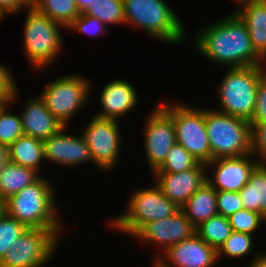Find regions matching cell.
Masks as SVG:
<instances>
[{
    "instance_id": "6da1fadb",
    "label": "cell",
    "mask_w": 266,
    "mask_h": 267,
    "mask_svg": "<svg viewBox=\"0 0 266 267\" xmlns=\"http://www.w3.org/2000/svg\"><path fill=\"white\" fill-rule=\"evenodd\" d=\"M191 39L193 49L219 67L266 66L252 47L246 25L235 13L203 24Z\"/></svg>"
},
{
    "instance_id": "7a4b0ae2",
    "label": "cell",
    "mask_w": 266,
    "mask_h": 267,
    "mask_svg": "<svg viewBox=\"0 0 266 267\" xmlns=\"http://www.w3.org/2000/svg\"><path fill=\"white\" fill-rule=\"evenodd\" d=\"M41 176L3 202L4 212L28 229H66L56 199L57 186ZM55 186V187H54ZM60 210V211H59ZM64 222V223H63Z\"/></svg>"
},
{
    "instance_id": "3957f363",
    "label": "cell",
    "mask_w": 266,
    "mask_h": 267,
    "mask_svg": "<svg viewBox=\"0 0 266 267\" xmlns=\"http://www.w3.org/2000/svg\"><path fill=\"white\" fill-rule=\"evenodd\" d=\"M125 26L137 27L148 37L168 45L184 44L185 24L167 0H123Z\"/></svg>"
},
{
    "instance_id": "277c9868",
    "label": "cell",
    "mask_w": 266,
    "mask_h": 267,
    "mask_svg": "<svg viewBox=\"0 0 266 267\" xmlns=\"http://www.w3.org/2000/svg\"><path fill=\"white\" fill-rule=\"evenodd\" d=\"M23 24L22 50L32 70L43 72L64 53L62 25L28 5ZM24 48V49H23Z\"/></svg>"
},
{
    "instance_id": "5b68a950",
    "label": "cell",
    "mask_w": 266,
    "mask_h": 267,
    "mask_svg": "<svg viewBox=\"0 0 266 267\" xmlns=\"http://www.w3.org/2000/svg\"><path fill=\"white\" fill-rule=\"evenodd\" d=\"M265 73L266 66L226 68L216 87L219 108L214 109L250 121L254 115L258 83Z\"/></svg>"
},
{
    "instance_id": "8992f818",
    "label": "cell",
    "mask_w": 266,
    "mask_h": 267,
    "mask_svg": "<svg viewBox=\"0 0 266 267\" xmlns=\"http://www.w3.org/2000/svg\"><path fill=\"white\" fill-rule=\"evenodd\" d=\"M152 184L132 190L124 214L107 220L110 228L132 237L145 223L168 218L179 210L154 181Z\"/></svg>"
},
{
    "instance_id": "52a82bcc",
    "label": "cell",
    "mask_w": 266,
    "mask_h": 267,
    "mask_svg": "<svg viewBox=\"0 0 266 267\" xmlns=\"http://www.w3.org/2000/svg\"><path fill=\"white\" fill-rule=\"evenodd\" d=\"M205 125L211 160L252 154L249 121L208 107L205 108Z\"/></svg>"
},
{
    "instance_id": "ba28073f",
    "label": "cell",
    "mask_w": 266,
    "mask_h": 267,
    "mask_svg": "<svg viewBox=\"0 0 266 267\" xmlns=\"http://www.w3.org/2000/svg\"><path fill=\"white\" fill-rule=\"evenodd\" d=\"M162 100L157 103L172 117L176 143L183 146L199 162H210L211 149L205 125V107L188 105L178 100Z\"/></svg>"
},
{
    "instance_id": "9c48e42d",
    "label": "cell",
    "mask_w": 266,
    "mask_h": 267,
    "mask_svg": "<svg viewBox=\"0 0 266 267\" xmlns=\"http://www.w3.org/2000/svg\"><path fill=\"white\" fill-rule=\"evenodd\" d=\"M94 84L90 78L70 73L52 79L41 91L39 97L49 112L65 126H69L80 109L87 108Z\"/></svg>"
},
{
    "instance_id": "30bf717a",
    "label": "cell",
    "mask_w": 266,
    "mask_h": 267,
    "mask_svg": "<svg viewBox=\"0 0 266 267\" xmlns=\"http://www.w3.org/2000/svg\"><path fill=\"white\" fill-rule=\"evenodd\" d=\"M67 229H27L6 252L0 267H44L57 253Z\"/></svg>"
},
{
    "instance_id": "8fae6325",
    "label": "cell",
    "mask_w": 266,
    "mask_h": 267,
    "mask_svg": "<svg viewBox=\"0 0 266 267\" xmlns=\"http://www.w3.org/2000/svg\"><path fill=\"white\" fill-rule=\"evenodd\" d=\"M87 121L81 134L90 149L94 165L104 174L110 173L119 164L118 157L123 146L119 121L98 118L94 114Z\"/></svg>"
},
{
    "instance_id": "7c38bea8",
    "label": "cell",
    "mask_w": 266,
    "mask_h": 267,
    "mask_svg": "<svg viewBox=\"0 0 266 267\" xmlns=\"http://www.w3.org/2000/svg\"><path fill=\"white\" fill-rule=\"evenodd\" d=\"M143 148L150 173H153L165 160L167 153L176 143L172 117L157 103L143 123Z\"/></svg>"
},
{
    "instance_id": "4fadbf2b",
    "label": "cell",
    "mask_w": 266,
    "mask_h": 267,
    "mask_svg": "<svg viewBox=\"0 0 266 267\" xmlns=\"http://www.w3.org/2000/svg\"><path fill=\"white\" fill-rule=\"evenodd\" d=\"M196 233V227L179 209L172 216L145 223L132 238L154 245L159 251L154 254L155 261L169 247L191 238ZM158 246V247H157Z\"/></svg>"
},
{
    "instance_id": "5bb4252c",
    "label": "cell",
    "mask_w": 266,
    "mask_h": 267,
    "mask_svg": "<svg viewBox=\"0 0 266 267\" xmlns=\"http://www.w3.org/2000/svg\"><path fill=\"white\" fill-rule=\"evenodd\" d=\"M259 163L254 154L214 159L205 164L206 179L216 191L239 192Z\"/></svg>"
},
{
    "instance_id": "9a60e30c",
    "label": "cell",
    "mask_w": 266,
    "mask_h": 267,
    "mask_svg": "<svg viewBox=\"0 0 266 267\" xmlns=\"http://www.w3.org/2000/svg\"><path fill=\"white\" fill-rule=\"evenodd\" d=\"M68 128L69 126H64L58 133L43 141L45 162L73 169L83 164H93L90 149L81 132L75 135L72 134L74 129Z\"/></svg>"
},
{
    "instance_id": "2e32d148",
    "label": "cell",
    "mask_w": 266,
    "mask_h": 267,
    "mask_svg": "<svg viewBox=\"0 0 266 267\" xmlns=\"http://www.w3.org/2000/svg\"><path fill=\"white\" fill-rule=\"evenodd\" d=\"M160 267H218L217 251L196 233L169 247L155 261Z\"/></svg>"
},
{
    "instance_id": "e0dca14e",
    "label": "cell",
    "mask_w": 266,
    "mask_h": 267,
    "mask_svg": "<svg viewBox=\"0 0 266 267\" xmlns=\"http://www.w3.org/2000/svg\"><path fill=\"white\" fill-rule=\"evenodd\" d=\"M102 86L98 95L101 109L95 114L96 117L119 121L138 107V90L128 79H111Z\"/></svg>"
},
{
    "instance_id": "ac0fdd59",
    "label": "cell",
    "mask_w": 266,
    "mask_h": 267,
    "mask_svg": "<svg viewBox=\"0 0 266 267\" xmlns=\"http://www.w3.org/2000/svg\"><path fill=\"white\" fill-rule=\"evenodd\" d=\"M206 174V165L201 162L182 172L152 173L154 183L179 209L207 182Z\"/></svg>"
},
{
    "instance_id": "d6986e66",
    "label": "cell",
    "mask_w": 266,
    "mask_h": 267,
    "mask_svg": "<svg viewBox=\"0 0 266 267\" xmlns=\"http://www.w3.org/2000/svg\"><path fill=\"white\" fill-rule=\"evenodd\" d=\"M25 99L19 113L25 135L44 141L65 126L49 112L39 94Z\"/></svg>"
},
{
    "instance_id": "ffe728a7",
    "label": "cell",
    "mask_w": 266,
    "mask_h": 267,
    "mask_svg": "<svg viewBox=\"0 0 266 267\" xmlns=\"http://www.w3.org/2000/svg\"><path fill=\"white\" fill-rule=\"evenodd\" d=\"M234 13L246 25L253 49L266 63V0L246 4Z\"/></svg>"
},
{
    "instance_id": "44dd1931",
    "label": "cell",
    "mask_w": 266,
    "mask_h": 267,
    "mask_svg": "<svg viewBox=\"0 0 266 267\" xmlns=\"http://www.w3.org/2000/svg\"><path fill=\"white\" fill-rule=\"evenodd\" d=\"M8 153L10 162L31 168L43 176L46 163L42 140L24 134L8 147Z\"/></svg>"
},
{
    "instance_id": "7402d4cb",
    "label": "cell",
    "mask_w": 266,
    "mask_h": 267,
    "mask_svg": "<svg viewBox=\"0 0 266 267\" xmlns=\"http://www.w3.org/2000/svg\"><path fill=\"white\" fill-rule=\"evenodd\" d=\"M217 191L206 182L180 208L191 223L198 227L202 222L218 214Z\"/></svg>"
},
{
    "instance_id": "603a6c76",
    "label": "cell",
    "mask_w": 266,
    "mask_h": 267,
    "mask_svg": "<svg viewBox=\"0 0 266 267\" xmlns=\"http://www.w3.org/2000/svg\"><path fill=\"white\" fill-rule=\"evenodd\" d=\"M41 175L31 168L6 162L0 168V199L4 202L10 196L37 181Z\"/></svg>"
},
{
    "instance_id": "cb8c5ba5",
    "label": "cell",
    "mask_w": 266,
    "mask_h": 267,
    "mask_svg": "<svg viewBox=\"0 0 266 267\" xmlns=\"http://www.w3.org/2000/svg\"><path fill=\"white\" fill-rule=\"evenodd\" d=\"M245 209L266 219V163H259L251 172L249 182L239 191Z\"/></svg>"
},
{
    "instance_id": "d4e9b609",
    "label": "cell",
    "mask_w": 266,
    "mask_h": 267,
    "mask_svg": "<svg viewBox=\"0 0 266 267\" xmlns=\"http://www.w3.org/2000/svg\"><path fill=\"white\" fill-rule=\"evenodd\" d=\"M31 6L66 29L79 16L75 0H33Z\"/></svg>"
},
{
    "instance_id": "484cf974",
    "label": "cell",
    "mask_w": 266,
    "mask_h": 267,
    "mask_svg": "<svg viewBox=\"0 0 266 267\" xmlns=\"http://www.w3.org/2000/svg\"><path fill=\"white\" fill-rule=\"evenodd\" d=\"M255 236L248 233L232 232V234L225 240L221 247L217 250V260L218 263L225 259L242 260L243 258L247 260L248 255L252 256L253 259L260 254L259 252H252L255 249L254 241H256ZM255 254V255H251ZM222 259V260H221Z\"/></svg>"
},
{
    "instance_id": "4316f807",
    "label": "cell",
    "mask_w": 266,
    "mask_h": 267,
    "mask_svg": "<svg viewBox=\"0 0 266 267\" xmlns=\"http://www.w3.org/2000/svg\"><path fill=\"white\" fill-rule=\"evenodd\" d=\"M18 87L15 89L11 102L0 104V144L9 147L16 139L24 135L20 114L12 113L10 108L20 98ZM11 106V107H10Z\"/></svg>"
},
{
    "instance_id": "83f0119b",
    "label": "cell",
    "mask_w": 266,
    "mask_h": 267,
    "mask_svg": "<svg viewBox=\"0 0 266 267\" xmlns=\"http://www.w3.org/2000/svg\"><path fill=\"white\" fill-rule=\"evenodd\" d=\"M232 232L233 230L228 218L219 214L209 218L196 227V234L216 251Z\"/></svg>"
},
{
    "instance_id": "f1b7e54d",
    "label": "cell",
    "mask_w": 266,
    "mask_h": 267,
    "mask_svg": "<svg viewBox=\"0 0 266 267\" xmlns=\"http://www.w3.org/2000/svg\"><path fill=\"white\" fill-rule=\"evenodd\" d=\"M96 17L108 26H125L123 0H92L91 7L84 13Z\"/></svg>"
},
{
    "instance_id": "f546056e",
    "label": "cell",
    "mask_w": 266,
    "mask_h": 267,
    "mask_svg": "<svg viewBox=\"0 0 266 267\" xmlns=\"http://www.w3.org/2000/svg\"><path fill=\"white\" fill-rule=\"evenodd\" d=\"M200 162L183 146L175 143L164 162L153 173H177L196 167Z\"/></svg>"
},
{
    "instance_id": "4dcf8cb0",
    "label": "cell",
    "mask_w": 266,
    "mask_h": 267,
    "mask_svg": "<svg viewBox=\"0 0 266 267\" xmlns=\"http://www.w3.org/2000/svg\"><path fill=\"white\" fill-rule=\"evenodd\" d=\"M228 221L234 232L256 235L260 227L266 225V219L259 213L245 208L228 217Z\"/></svg>"
},
{
    "instance_id": "1f68e13d",
    "label": "cell",
    "mask_w": 266,
    "mask_h": 267,
    "mask_svg": "<svg viewBox=\"0 0 266 267\" xmlns=\"http://www.w3.org/2000/svg\"><path fill=\"white\" fill-rule=\"evenodd\" d=\"M28 228L5 212L0 214V261L13 243L24 234Z\"/></svg>"
},
{
    "instance_id": "d6a6232c",
    "label": "cell",
    "mask_w": 266,
    "mask_h": 267,
    "mask_svg": "<svg viewBox=\"0 0 266 267\" xmlns=\"http://www.w3.org/2000/svg\"><path fill=\"white\" fill-rule=\"evenodd\" d=\"M109 29L104 23L99 21L96 17L86 14H79V16L66 29L73 31V33H82L87 36L102 37L109 32Z\"/></svg>"
},
{
    "instance_id": "836d02e7",
    "label": "cell",
    "mask_w": 266,
    "mask_h": 267,
    "mask_svg": "<svg viewBox=\"0 0 266 267\" xmlns=\"http://www.w3.org/2000/svg\"><path fill=\"white\" fill-rule=\"evenodd\" d=\"M218 214L229 217L244 208L239 192L217 191Z\"/></svg>"
},
{
    "instance_id": "e575fe53",
    "label": "cell",
    "mask_w": 266,
    "mask_h": 267,
    "mask_svg": "<svg viewBox=\"0 0 266 267\" xmlns=\"http://www.w3.org/2000/svg\"><path fill=\"white\" fill-rule=\"evenodd\" d=\"M13 71L6 64L0 62V104L11 102L18 83Z\"/></svg>"
},
{
    "instance_id": "d590c367",
    "label": "cell",
    "mask_w": 266,
    "mask_h": 267,
    "mask_svg": "<svg viewBox=\"0 0 266 267\" xmlns=\"http://www.w3.org/2000/svg\"><path fill=\"white\" fill-rule=\"evenodd\" d=\"M252 138V154L260 163H266V123L250 124Z\"/></svg>"
},
{
    "instance_id": "8d00e7d4",
    "label": "cell",
    "mask_w": 266,
    "mask_h": 267,
    "mask_svg": "<svg viewBox=\"0 0 266 267\" xmlns=\"http://www.w3.org/2000/svg\"><path fill=\"white\" fill-rule=\"evenodd\" d=\"M249 122L250 124L266 123V73L258 83L254 115Z\"/></svg>"
},
{
    "instance_id": "74e56055",
    "label": "cell",
    "mask_w": 266,
    "mask_h": 267,
    "mask_svg": "<svg viewBox=\"0 0 266 267\" xmlns=\"http://www.w3.org/2000/svg\"><path fill=\"white\" fill-rule=\"evenodd\" d=\"M29 4L25 0H0V8L7 15H15L23 12Z\"/></svg>"
},
{
    "instance_id": "f35d334b",
    "label": "cell",
    "mask_w": 266,
    "mask_h": 267,
    "mask_svg": "<svg viewBox=\"0 0 266 267\" xmlns=\"http://www.w3.org/2000/svg\"><path fill=\"white\" fill-rule=\"evenodd\" d=\"M249 260V263L245 267H266V251H261V253L257 257Z\"/></svg>"
},
{
    "instance_id": "ab89813d",
    "label": "cell",
    "mask_w": 266,
    "mask_h": 267,
    "mask_svg": "<svg viewBox=\"0 0 266 267\" xmlns=\"http://www.w3.org/2000/svg\"><path fill=\"white\" fill-rule=\"evenodd\" d=\"M78 11L80 14H84L90 7L92 0H75Z\"/></svg>"
},
{
    "instance_id": "60d3db41",
    "label": "cell",
    "mask_w": 266,
    "mask_h": 267,
    "mask_svg": "<svg viewBox=\"0 0 266 267\" xmlns=\"http://www.w3.org/2000/svg\"><path fill=\"white\" fill-rule=\"evenodd\" d=\"M9 161L8 147L0 144V168Z\"/></svg>"
},
{
    "instance_id": "b9f144b4",
    "label": "cell",
    "mask_w": 266,
    "mask_h": 267,
    "mask_svg": "<svg viewBox=\"0 0 266 267\" xmlns=\"http://www.w3.org/2000/svg\"><path fill=\"white\" fill-rule=\"evenodd\" d=\"M233 2L236 3V8L232 11V13H234L236 10H238L240 7L249 4V3H255V2H259L261 0H232Z\"/></svg>"
},
{
    "instance_id": "7bdbcfd3",
    "label": "cell",
    "mask_w": 266,
    "mask_h": 267,
    "mask_svg": "<svg viewBox=\"0 0 266 267\" xmlns=\"http://www.w3.org/2000/svg\"><path fill=\"white\" fill-rule=\"evenodd\" d=\"M8 18L9 15H7L1 8H0V23L4 21L5 18Z\"/></svg>"
},
{
    "instance_id": "ee69618b",
    "label": "cell",
    "mask_w": 266,
    "mask_h": 267,
    "mask_svg": "<svg viewBox=\"0 0 266 267\" xmlns=\"http://www.w3.org/2000/svg\"><path fill=\"white\" fill-rule=\"evenodd\" d=\"M3 212H4L3 202L0 199V214H2Z\"/></svg>"
},
{
    "instance_id": "f6af8a7d",
    "label": "cell",
    "mask_w": 266,
    "mask_h": 267,
    "mask_svg": "<svg viewBox=\"0 0 266 267\" xmlns=\"http://www.w3.org/2000/svg\"><path fill=\"white\" fill-rule=\"evenodd\" d=\"M152 262V265L151 267H160L157 263H155L154 261H151Z\"/></svg>"
},
{
    "instance_id": "bcb514c9",
    "label": "cell",
    "mask_w": 266,
    "mask_h": 267,
    "mask_svg": "<svg viewBox=\"0 0 266 267\" xmlns=\"http://www.w3.org/2000/svg\"><path fill=\"white\" fill-rule=\"evenodd\" d=\"M29 5L32 4L33 0H25Z\"/></svg>"
}]
</instances>
